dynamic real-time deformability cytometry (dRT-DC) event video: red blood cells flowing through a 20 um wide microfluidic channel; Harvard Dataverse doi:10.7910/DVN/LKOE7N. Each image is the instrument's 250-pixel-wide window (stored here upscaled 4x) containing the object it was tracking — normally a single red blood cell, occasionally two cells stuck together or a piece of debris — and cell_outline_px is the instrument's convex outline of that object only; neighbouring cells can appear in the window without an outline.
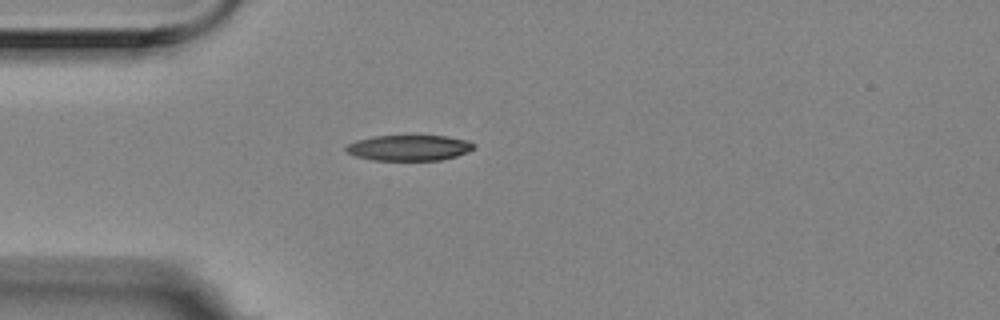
{"species": "Egyptian fruit bat (a non-hibernating species)", "species_latin": "Rousettus aegyptiacus", "temperature_condition": "room temperature", "stored_images_in_passage": 1, "camera_frame_rate_fps": 3000, "um_per_image_px": 0.085, "animal": {"sex": "female"}, "frame": {"image": 1, "passage_image": 1, "time_ms": 0.0, "image_size_px": [1000, 320], "cell_outline_px": [[476, 148], [468, 152], [456, 156], [440, 160], [372, 160], [356, 156], [348, 152], [344, 148], [348, 144], [356, 140], [372, 136], [448, 136], [468, 140], [476, 144]], "centroid_in_image_um": [34.81, 12.56], "position_along_channel_um": 50.2, "area_um2": 19.19}}